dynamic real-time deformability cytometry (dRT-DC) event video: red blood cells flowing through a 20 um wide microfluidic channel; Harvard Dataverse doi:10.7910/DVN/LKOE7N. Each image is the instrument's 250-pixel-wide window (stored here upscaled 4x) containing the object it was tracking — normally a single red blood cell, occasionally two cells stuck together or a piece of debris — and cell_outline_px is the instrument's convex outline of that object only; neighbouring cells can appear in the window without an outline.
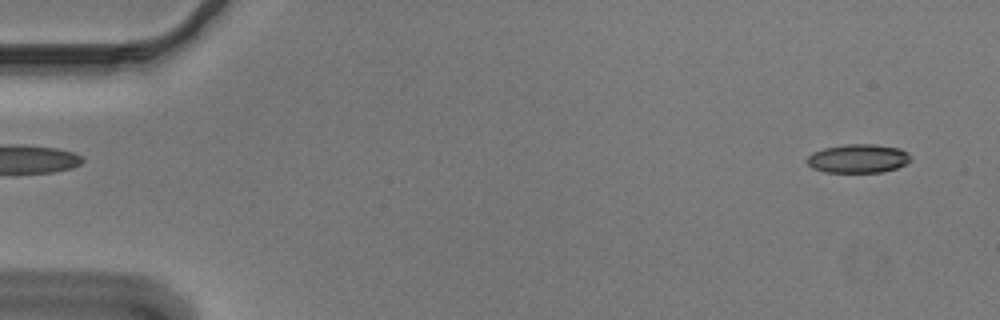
{"species": "Egyptian fruit bat (a non-hibernating species)", "species_latin": "Rousettus aegyptiacus", "temperature_condition": "cold", "stored_images_in_passage": 52, "camera_frame_rate_fps": 3000, "um_per_image_px": 0.085, "animal": {"sex": "male"}, "frame": {"image": 1, "passage_image": 1, "time_ms": 0.0, "image_size_px": [1000, 320], "cell_outline_px": [[912, 160], [908, 164], [896, 168], [880, 172], [824, 172], [812, 168], [804, 160], [812, 152], [824, 148], [848, 144], [872, 144], [900, 148], [908, 152], [912, 156]], "centroid_in_image_um": [72.96, 13.47], "position_along_channel_um": 12.0, "area_um2": 17.57}}
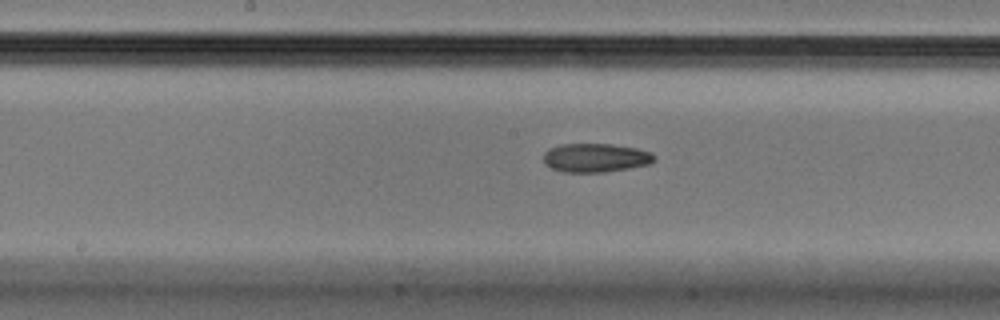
{"frame": {"image": 2, "passage_image": 26, "time_ms": 8.333, "image_size_px": [1000, 320], "cell_outline_px": [[656, 160], [648, 164], [628, 168], [604, 172], [564, 172], [552, 168], [544, 164], [544, 152], [548, 148], [560, 144], [612, 144], [636, 148], [652, 152], [656, 156]], "centroid_in_image_um": [50.62, 13.4], "position_along_channel_um": 197.6, "area_um2": 18.67}}
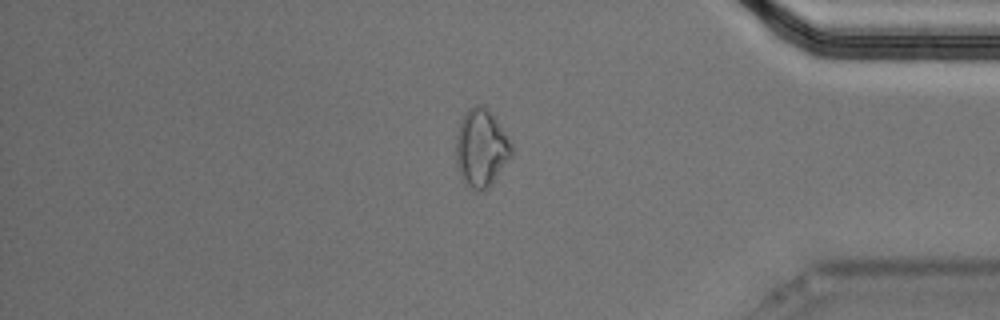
{"frame": {"image": 3, "passage_image": 44, "time_ms": 14.333, "image_size_px": [1000, 320], "cell_outline_px": [[512, 156], [488, 188], [484, 192], [472, 188], [464, 180], [460, 172], [456, 160], [456, 136], [464, 112], [472, 104], [484, 104], [488, 108], [508, 136], [512, 144]], "centroid_in_image_um": [40.92, 12.53], "position_along_channel_um": 394.3, "area_um2": 25.14}}